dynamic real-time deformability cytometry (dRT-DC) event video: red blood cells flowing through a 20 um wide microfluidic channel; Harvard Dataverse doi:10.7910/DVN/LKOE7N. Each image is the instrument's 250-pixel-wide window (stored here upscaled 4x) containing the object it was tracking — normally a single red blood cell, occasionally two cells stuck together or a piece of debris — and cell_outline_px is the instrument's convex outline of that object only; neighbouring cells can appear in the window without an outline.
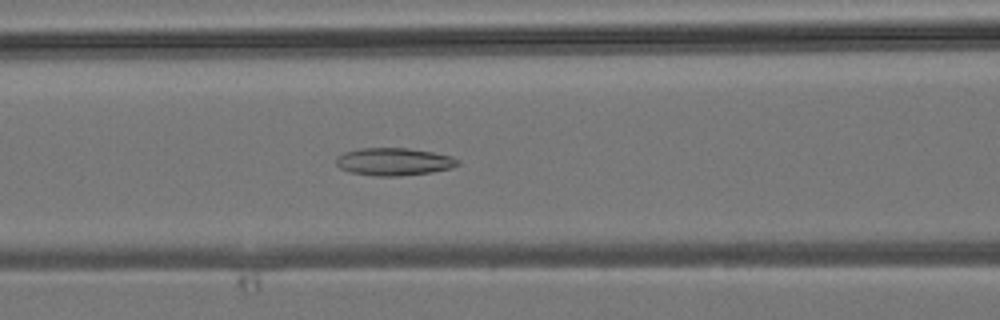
{"species": "common noctule bat (a hibernating species)", "species_latin": "Nyctalus noctula", "temperature_condition": "room temperature", "stored_images_in_passage": 41, "camera_frame_rate_fps": 3000, "um_per_image_px": 0.085, "animal": {"sex": "male", "body_mass_g": 19.2, "forearm_length_mm": 51.8}, "frame": {"image": 1, "passage_image": 17, "time_ms": 5.333, "image_size_px": [1000, 320], "cell_outline_px": [[460, 164], [452, 168], [432, 172], [400, 176], [376, 176], [348, 172], [340, 168], [336, 164], [336, 156], [344, 152], [360, 148], [408, 148], [432, 152], [452, 156], [460, 160]], "centroid_in_image_um": [33.48, 13.74], "position_along_channel_um": 133.1, "area_um2": 19.77}}
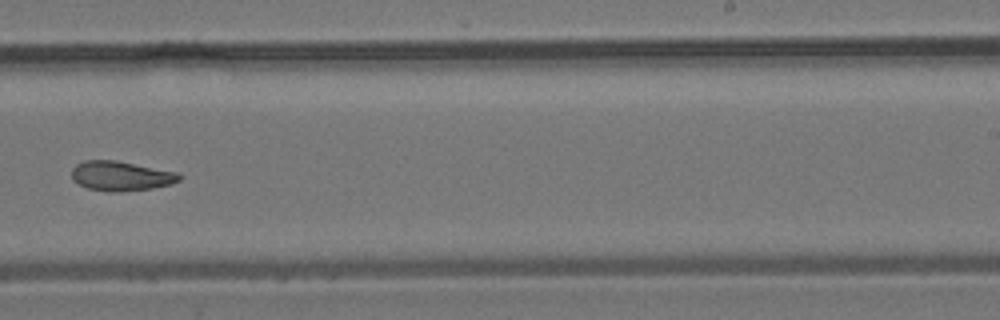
{"frame": {"image": 2, "passage_image": 26, "time_ms": 8.333, "image_size_px": [1000, 320], "cell_outline_px": [[180, 180], [172, 184], [152, 188], [120, 192], [108, 192], [88, 188], [72, 180], [72, 168], [76, 164], [84, 160], [116, 160], [180, 172]], "centroid_in_image_um": [10.3, 14.95], "position_along_channel_um": 278.7, "area_um2": 18.79}}
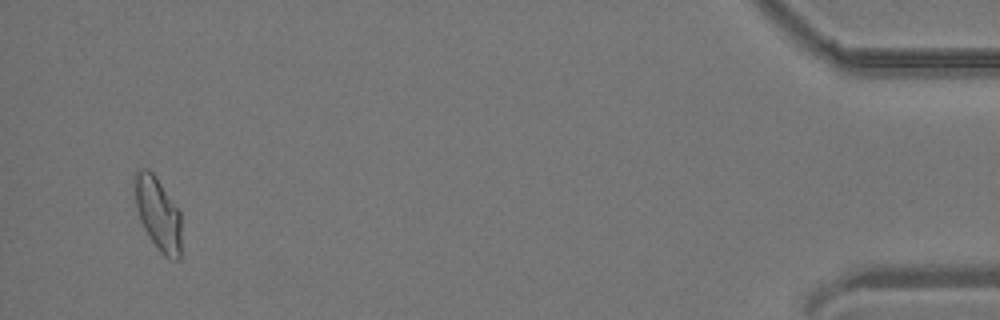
{"frame": {"image": 3, "passage_image": 40, "time_ms": 13.0, "image_size_px": [1000, 320], "cell_outline_px": [[180, 260], [168, 260], [160, 252], [148, 236], [140, 220], [136, 208], [132, 176], [136, 168], [148, 168], [152, 172], [180, 212]], "centroid_in_image_um": [13.38, 18.15], "position_along_channel_um": 421.8, "area_um2": 20.11}}